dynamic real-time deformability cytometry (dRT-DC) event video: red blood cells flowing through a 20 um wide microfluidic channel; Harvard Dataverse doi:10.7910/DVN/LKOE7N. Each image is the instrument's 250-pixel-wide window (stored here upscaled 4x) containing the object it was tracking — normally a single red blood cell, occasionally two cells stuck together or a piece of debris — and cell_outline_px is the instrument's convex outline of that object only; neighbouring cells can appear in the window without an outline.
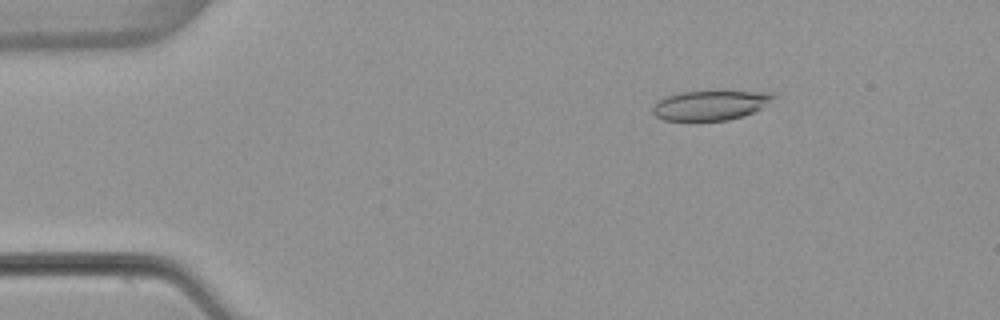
{"species": "common noctule bat (a hibernating species)", "species_latin": "Nyctalus noctula", "temperature_condition": "warm", "stored_images_in_passage": 53, "camera_frame_rate_fps": 3000, "um_per_image_px": 0.085, "animal": {"sex": "female", "body_mass_g": 22.7, "forearm_length_mm": 54.2}, "frame": {"image": 1, "passage_image": 8, "time_ms": 2.333, "image_size_px": [1000, 320], "cell_outline_px": [[776, 96], [760, 108], [744, 116], [728, 120], [664, 120], [656, 116], [652, 112], [652, 108], [660, 100], [668, 96], [680, 92], [716, 88], [724, 88], [772, 92]], "centroid_in_image_um": [60.44, 8.87], "position_along_channel_um": 24.6, "area_um2": 21.73}}
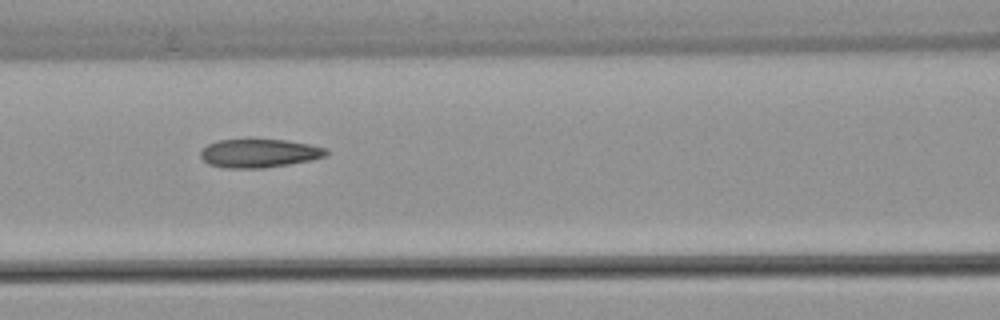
{"frame": {"image": 2, "passage_image": 23, "time_ms": 7.333, "image_size_px": [1000, 320], "cell_outline_px": [[328, 156], [312, 160], [264, 168], [224, 168], [208, 164], [200, 156], [200, 152], [208, 144], [220, 140], [248, 136], [284, 140], [312, 144], [324, 148], [328, 152]], "centroid_in_image_um": [22.02, 12.98], "position_along_channel_um": 144.6, "area_um2": 21.73}}
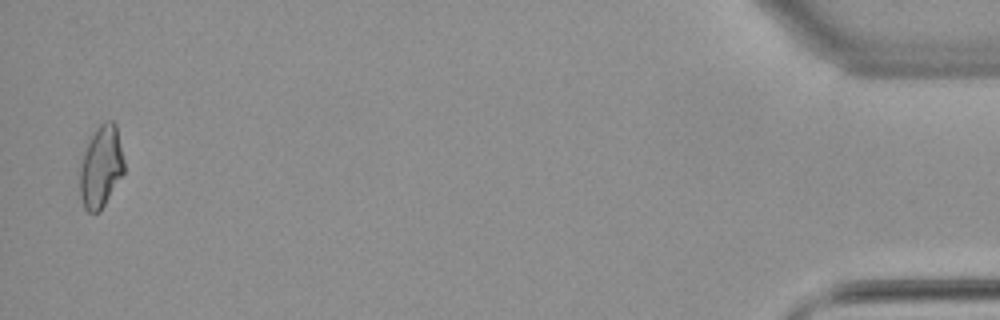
{"frame": {"image": 3, "passage_image": 52, "time_ms": 17.0, "image_size_px": [1000, 320], "cell_outline_px": [[124, 172], [100, 212], [88, 212], [84, 208], [80, 196], [80, 164], [84, 152], [96, 128], [104, 120], [112, 120], [116, 124], [124, 160]], "centroid_in_image_um": [8.59, 14.18], "position_along_channel_um": 426.6, "area_um2": 21.04}, "authors_computed_cell_mechanics": {"area_um2": 21.097, "velocity_mm_per_s": 3.8648, "shape_relaxation_time_tau1_ms": null, "shape_relaxation_time_tau2_ms": 1.8101, "deformation_change_tau1": null, "deformation_change_tau2": 0.0837}}